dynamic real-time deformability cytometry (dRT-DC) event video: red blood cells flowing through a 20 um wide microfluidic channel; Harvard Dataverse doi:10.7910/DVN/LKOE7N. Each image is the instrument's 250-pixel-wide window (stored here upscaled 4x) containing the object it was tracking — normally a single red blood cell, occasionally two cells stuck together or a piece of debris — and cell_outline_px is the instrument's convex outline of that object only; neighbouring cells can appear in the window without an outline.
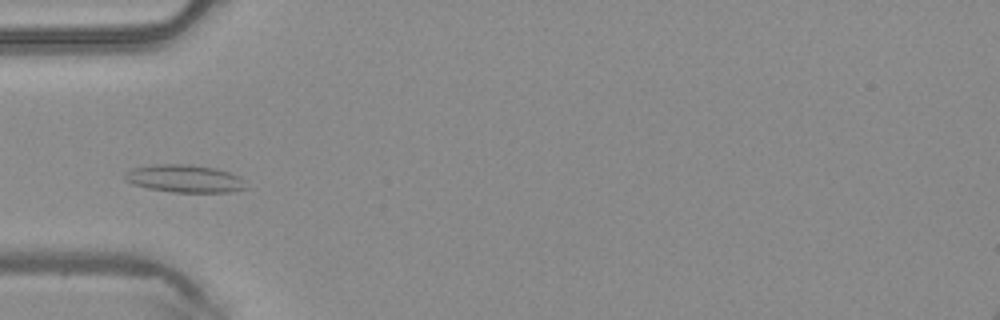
{"species": "common noctule bat (a hibernating species)", "species_latin": "Nyctalus noctula", "temperature_condition": "warm", "stored_images_in_passage": 22, "camera_frame_rate_fps": 3000, "um_per_image_px": 0.085, "animal": {"sex": "male", "body_mass_g": 20.4}, "frame": {"image": 1, "passage_image": 6, "time_ms": 1.667, "image_size_px": [1000, 320], "cell_outline_px": [[248, 188], [228, 192], [172, 192], [148, 188], [132, 184], [124, 180], [124, 176], [132, 168], [156, 164], [192, 164], [216, 168], [240, 176]], "centroid_in_image_um": [15.7, 15.18], "position_along_channel_um": 69.3, "area_um2": 19.59}}
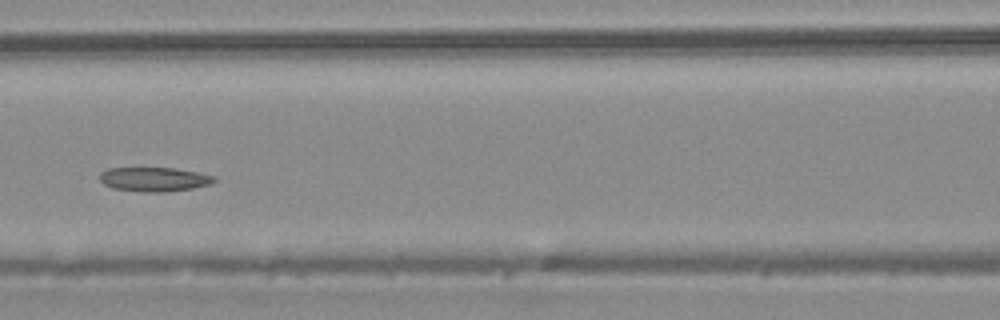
{"frame": {"image": 2, "passage_image": 12, "time_ms": 3.667, "image_size_px": [1000, 320], "cell_outline_px": [[216, 180], [208, 184], [192, 188], [164, 192], [140, 192], [112, 188], [104, 184], [100, 180], [100, 172], [108, 168], [176, 168], [216, 176]], "centroid_in_image_um": [13.07, 15.24], "position_along_channel_um": 153.5, "area_um2": 16.13}}
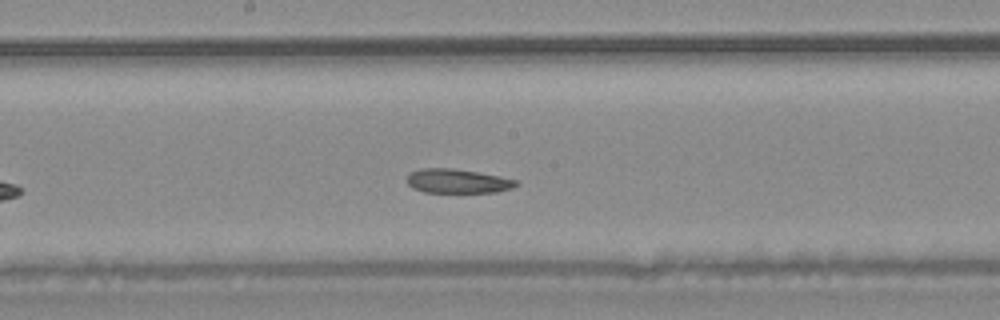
{"frame": {"image": 3, "passage_image": 16, "time_ms": 5.0, "image_size_px": [1000, 320], "cell_outline_px": [[520, 184], [512, 188], [496, 192], [424, 192], [412, 188], [408, 184], [408, 176], [412, 172], [420, 168], [452, 168], [500, 176], [516, 180]], "centroid_in_image_um": [38.9, 15.39], "position_along_channel_um": 209.3, "area_um2": 15.26}}